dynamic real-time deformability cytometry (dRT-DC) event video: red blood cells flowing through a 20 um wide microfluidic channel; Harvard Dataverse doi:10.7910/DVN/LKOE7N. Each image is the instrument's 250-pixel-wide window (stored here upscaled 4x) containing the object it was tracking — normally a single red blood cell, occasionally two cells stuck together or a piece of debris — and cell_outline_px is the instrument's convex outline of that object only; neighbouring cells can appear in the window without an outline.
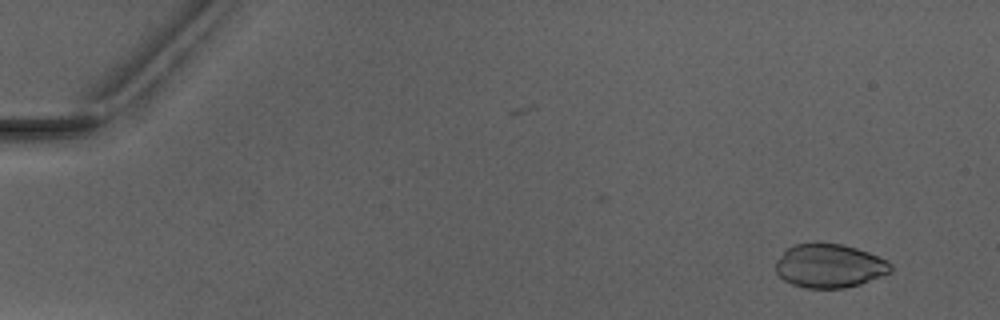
{"species": "Egyptian fruit bat (a non-hibernating species)", "species_latin": "Rousettus aegyptiacus", "temperature_condition": "warm", "stored_images_in_passage": 5, "camera_frame_rate_fps": 3000, "um_per_image_px": 0.085, "animal": {"sex": "male"}, "frame": {"image": 1, "passage_image": 1, "time_ms": 0.0, "image_size_px": [1000, 320], "cell_outline_px": [[892, 272], [860, 284], [844, 288], [804, 288], [792, 284], [784, 280], [776, 272], [776, 260], [788, 248], [796, 244], [844, 244], [868, 252], [888, 260], [892, 264]], "centroid_in_image_um": [70.53, 22.61], "position_along_channel_um": 14.5, "area_um2": 29.19}}